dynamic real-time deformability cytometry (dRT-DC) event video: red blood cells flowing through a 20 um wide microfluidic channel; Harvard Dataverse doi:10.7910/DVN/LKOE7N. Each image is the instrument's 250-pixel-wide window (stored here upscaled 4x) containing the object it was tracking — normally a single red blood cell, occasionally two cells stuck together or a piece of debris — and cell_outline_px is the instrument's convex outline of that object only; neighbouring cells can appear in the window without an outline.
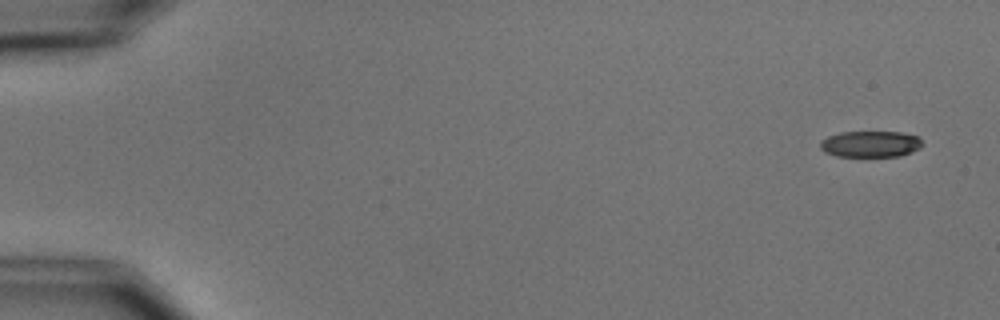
{"species": "common noctule bat (a hibernating species)", "species_latin": "Nyctalus noctula", "temperature_condition": "cold", "stored_images_in_passage": 5, "camera_frame_rate_fps": 3000, "um_per_image_px": 0.085, "animal": {"sex": "male", "body_mass_g": 15.6}, "frame": {"image": 1, "passage_image": 1, "time_ms": 0.0, "image_size_px": [1000, 320], "cell_outline_px": [[924, 144], [920, 148], [912, 152], [900, 156], [836, 156], [824, 152], [820, 148], [820, 140], [828, 136], [840, 132], [900, 132], [920, 136]], "centroid_in_image_um": [74.01, 12.24], "position_along_channel_um": 11.0, "area_um2": 15.84}}
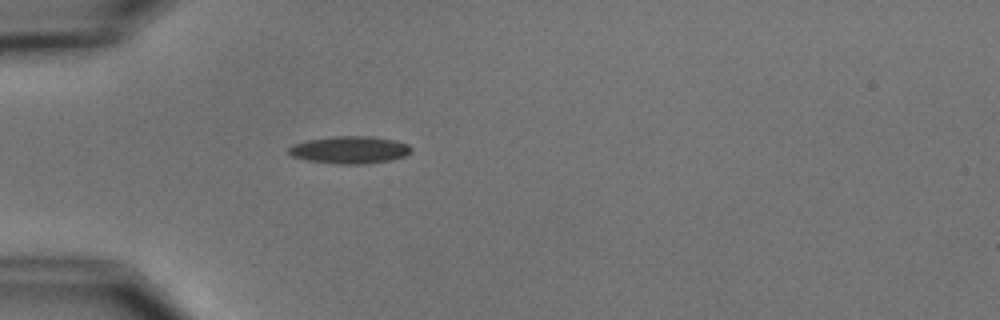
{"frame": {"image": 2, "passage_image": 5, "time_ms": 4.667, "image_size_px": [1000, 320], "cell_outline_px": [[412, 152], [404, 156], [388, 160], [368, 164], [336, 164], [308, 160], [292, 156], [288, 152], [288, 148], [292, 144], [308, 140], [332, 136], [372, 136], [396, 140], [408, 144], [412, 148]], "centroid_in_image_um": [29.74, 12.73], "position_along_channel_um": 55.3, "area_um2": 19.65}}